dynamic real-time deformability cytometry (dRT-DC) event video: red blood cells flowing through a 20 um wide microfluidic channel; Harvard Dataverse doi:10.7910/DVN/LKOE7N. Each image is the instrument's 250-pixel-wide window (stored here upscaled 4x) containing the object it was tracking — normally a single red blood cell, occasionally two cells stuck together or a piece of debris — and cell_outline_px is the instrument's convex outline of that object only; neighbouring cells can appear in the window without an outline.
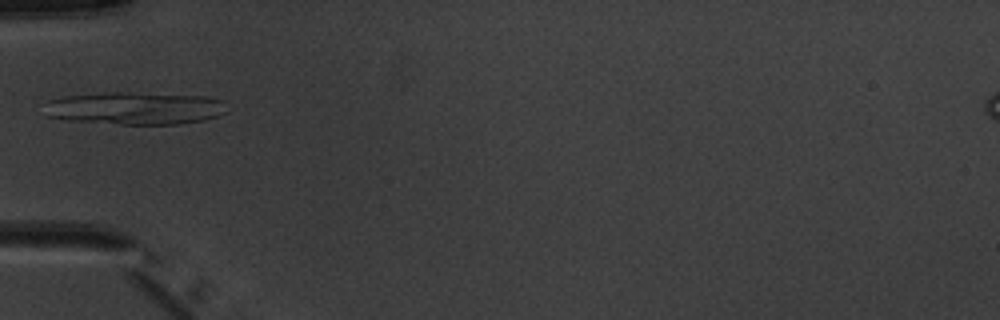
{"species": "common noctule bat (a hibernating species)", "species_latin": "Nyctalus noctula", "temperature_condition": "warm", "stored_images_in_passage": 5, "camera_frame_rate_fps": 3000, "um_per_image_px": 0.085, "animal": {"sex": "male", "body_mass_g": 20.1, "forearm_length_mm": 53.5}, "frame": {"image": 1, "passage_image": 4, "time_ms": 3.667, "image_size_px": [1000, 320], "cell_outline_px": [[228, 112], [204, 120], [180, 124], [120, 124], [68, 120], [44, 116], [40, 104], [48, 100], [64, 96], [108, 92], [128, 92], [204, 96], [224, 100]], "centroid_in_image_um": [11.4, 9.19], "position_along_channel_um": 73.6, "area_um2": 35.26}}